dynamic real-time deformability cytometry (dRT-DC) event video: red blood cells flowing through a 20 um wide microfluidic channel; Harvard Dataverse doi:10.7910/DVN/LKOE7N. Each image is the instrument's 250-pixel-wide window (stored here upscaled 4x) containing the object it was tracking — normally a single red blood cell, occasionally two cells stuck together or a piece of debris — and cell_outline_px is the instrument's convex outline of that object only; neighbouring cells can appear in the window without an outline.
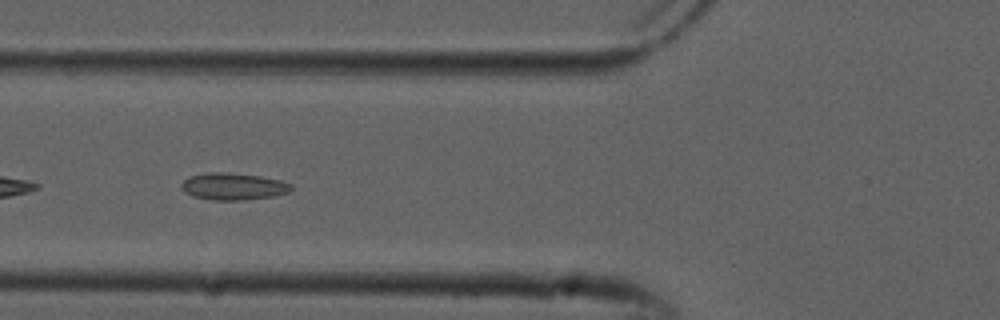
{"species": "common noctule bat (a hibernating species)", "species_latin": "Nyctalus noctula", "temperature_condition": "cold", "stored_images_in_passage": 33, "camera_frame_rate_fps": 3000, "um_per_image_px": 0.085, "animal": {"sex": "male", "forearm_length_mm": 52.5}, "frame": {"image": 1, "passage_image": 5, "time_ms": 1.333, "image_size_px": [1000, 320], "cell_outline_px": [[292, 188], [288, 192], [272, 196], [240, 200], [212, 200], [192, 196], [184, 192], [180, 188], [180, 184], [188, 176], [212, 172], [224, 172], [260, 176], [280, 180], [292, 184]], "centroid_in_image_um": [19.78, 15.84], "position_along_channel_um": 106.0, "area_um2": 17.22}}
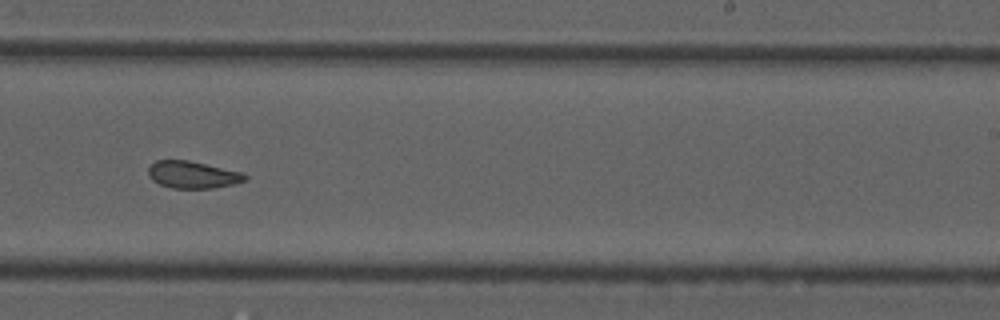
{"frame": {"image": 2, "passage_image": 18, "time_ms": 5.667, "image_size_px": [1000, 320], "cell_outline_px": [[248, 180], [236, 184], [212, 188], [172, 188], [160, 184], [152, 180], [148, 176], [148, 168], [156, 160], [188, 160], [244, 172], [248, 176]], "centroid_in_image_um": [16.42, 14.85], "position_along_channel_um": 272.6, "area_um2": 15.49}, "authors_computed_cell_mechanics": {"area_um2": 15.895, "velocity_mm_per_s": 3.8549, "shape_relaxation_time_tau1_ms": null, "shape_relaxation_time_tau2_ms": 1.9962, "deformation_change_tau1": null, "deformation_change_tau2": 0.0697}}